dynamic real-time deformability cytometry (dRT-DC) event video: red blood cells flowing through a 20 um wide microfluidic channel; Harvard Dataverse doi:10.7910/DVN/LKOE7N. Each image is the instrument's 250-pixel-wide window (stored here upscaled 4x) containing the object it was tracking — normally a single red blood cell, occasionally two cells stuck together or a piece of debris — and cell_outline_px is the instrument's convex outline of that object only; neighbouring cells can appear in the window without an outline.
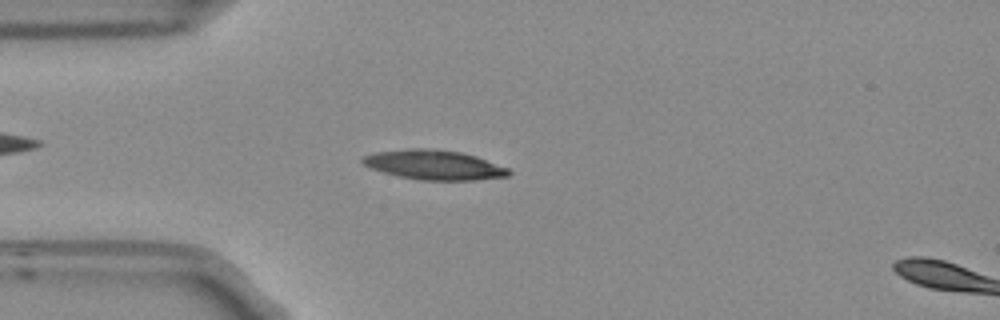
{"species": "Egyptian fruit bat (a non-hibernating species)", "species_latin": "Rousettus aegyptiacus", "temperature_condition": "room temperature", "stored_images_in_passage": 4, "camera_frame_rate_fps": 3000, "um_per_image_px": 0.085, "frame": {"image": 1, "passage_image": 2, "time_ms": 0.333, "image_size_px": [1000, 320], "cell_outline_px": [[512, 172], [508, 176], [476, 180], [420, 180], [400, 176], [384, 172], [372, 168], [364, 164], [360, 160], [364, 156], [376, 152], [408, 148], [432, 148], [460, 152], [476, 156], [508, 168]], "centroid_in_image_um": [36.91, 14.01], "position_along_channel_um": 48.1, "area_um2": 25.09}}